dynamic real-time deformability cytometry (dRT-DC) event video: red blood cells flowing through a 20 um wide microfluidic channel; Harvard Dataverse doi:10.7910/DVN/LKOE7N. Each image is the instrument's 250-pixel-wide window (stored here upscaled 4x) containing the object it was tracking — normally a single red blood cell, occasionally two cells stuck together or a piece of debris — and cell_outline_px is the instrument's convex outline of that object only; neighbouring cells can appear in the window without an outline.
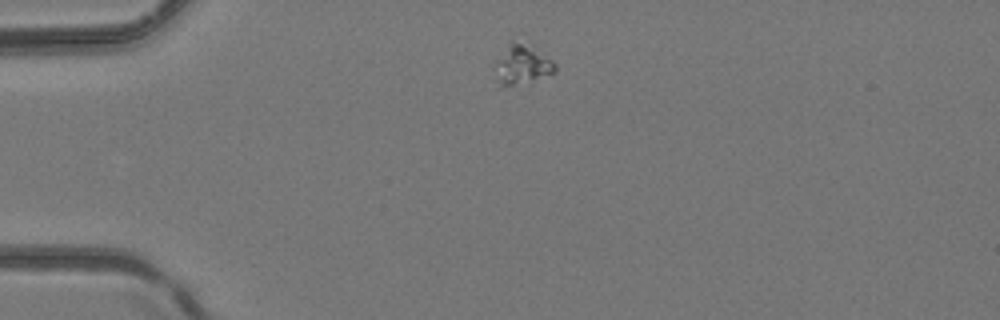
{"species": "common noctule bat (a hibernating species)", "species_latin": "Nyctalus noctula", "temperature_condition": "room temperature", "stored_images_in_passage": 2, "camera_frame_rate_fps": 3000, "um_per_image_px": 0.085, "animal": {"sex": "female", "body_mass_g": 24.6, "forearm_length_mm": 56.2}, "frame": {"image": 1, "passage_image": 1, "time_ms": 0.0, "image_size_px": [1000, 320], "cell_outline_px": [[556, 72], [500, 88], [496, 88], [492, 64], [512, 40], [552, 60], [556, 64]], "centroid_in_image_um": [44.22, 5.57], "position_along_channel_um": 40.8, "area_um2": 13.35}}